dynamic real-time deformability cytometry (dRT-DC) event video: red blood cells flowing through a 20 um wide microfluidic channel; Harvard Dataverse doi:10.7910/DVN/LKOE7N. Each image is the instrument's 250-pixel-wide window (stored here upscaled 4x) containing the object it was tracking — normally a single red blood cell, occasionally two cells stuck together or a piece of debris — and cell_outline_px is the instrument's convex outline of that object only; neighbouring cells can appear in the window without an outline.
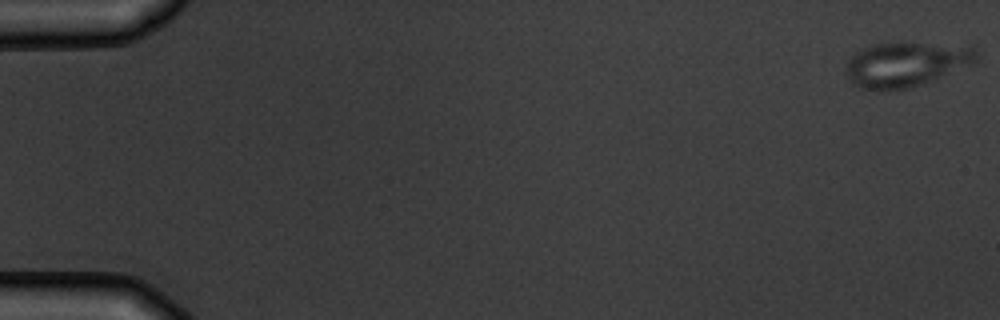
{"species": "common noctule bat (a hibernating species)", "species_latin": "Nyctalus noctula", "temperature_condition": "warm", "stored_images_in_passage": 5, "camera_frame_rate_fps": 3000, "um_per_image_px": 0.085, "animal": {"sex": "male", "body_mass_g": 19.5, "forearm_length_mm": 54.6}, "frame": {"image": 1, "passage_image": 1, "time_ms": 0.0, "image_size_px": [1000, 320], "cell_outline_px": [[976, 60], [968, 64], [912, 88], [876, 92], [860, 88], [852, 84], [844, 72], [844, 68], [848, 60], [856, 52], [864, 48], [876, 44], [976, 44]], "centroid_in_image_um": [76.95, 5.49], "position_along_channel_um": 8.1, "area_um2": 33.87}}